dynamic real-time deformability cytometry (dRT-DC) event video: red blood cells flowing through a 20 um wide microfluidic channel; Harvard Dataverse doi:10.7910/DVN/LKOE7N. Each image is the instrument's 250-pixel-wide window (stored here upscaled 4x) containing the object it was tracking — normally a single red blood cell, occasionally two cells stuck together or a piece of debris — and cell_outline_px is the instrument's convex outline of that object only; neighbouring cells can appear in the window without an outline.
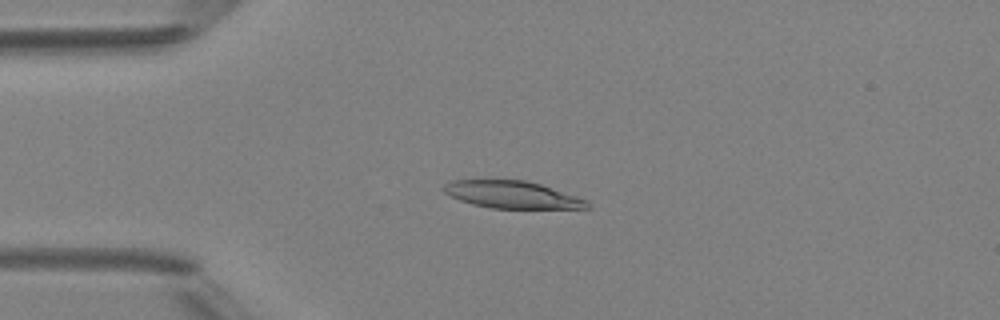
{"species": "Egyptian fruit bat (a non-hibernating species)", "species_latin": "Rousettus aegyptiacus", "temperature_condition": "room temperature", "stored_images_in_passage": 40, "camera_frame_rate_fps": 3000, "um_per_image_px": 0.085, "animal": {"sex": "female"}, "frame": {"image": 1, "passage_image": 9, "time_ms": 2.667, "image_size_px": [1000, 320], "cell_outline_px": [[592, 208], [492, 208], [472, 204], [460, 200], [444, 192], [440, 188], [444, 184], [452, 180], [524, 180], [540, 184], [588, 200]], "centroid_in_image_um": [43.52, 16.54], "position_along_channel_um": 41.5, "area_um2": 22.66}}
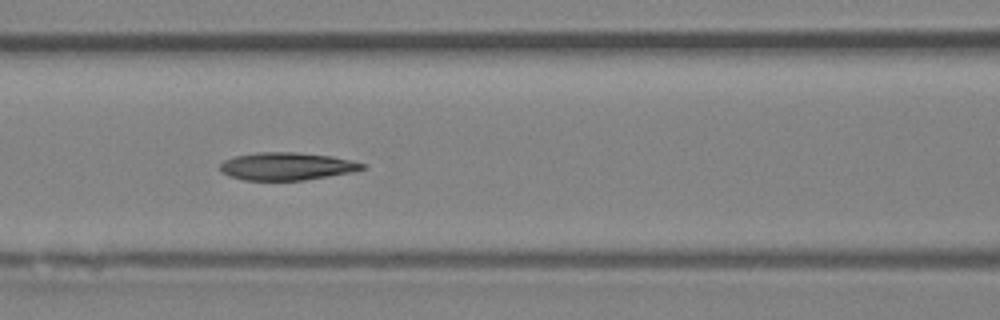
{"frame": {"image": 2, "passage_image": 18, "time_ms": 5.667, "image_size_px": [1000, 320], "cell_outline_px": [[368, 168], [356, 172], [304, 180], [244, 180], [220, 172], [220, 164], [224, 160], [236, 156], [256, 152], [296, 152], [332, 156], [352, 160], [368, 164]], "centroid_in_image_um": [24.46, 14.13], "position_along_channel_um": 142.1, "area_um2": 23.24}}
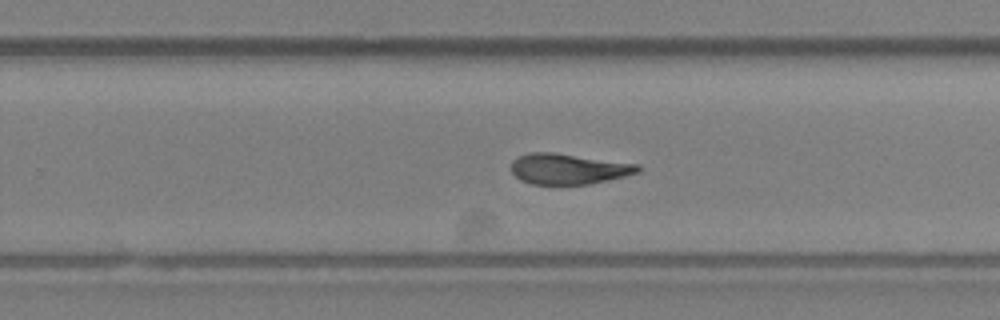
{"frame": {"image": 3, "passage_image": 28, "time_ms": 9.0, "image_size_px": [1000, 320], "cell_outline_px": [[640, 172], [608, 180], [588, 184], [532, 184], [520, 180], [512, 172], [512, 160], [516, 156], [528, 152], [552, 152], [640, 164]], "centroid_in_image_um": [48.3, 14.34], "position_along_channel_um": 281.5, "area_um2": 22.66}, "authors_computed_cell_mechanics": {"area_um2": 23.5824, "velocity_mm_per_s": 4.1962, "shape_relaxation_time_tau1_ms": null, "shape_relaxation_time_tau2_ms": 3.6117, "deformation_change_tau1": null, "deformation_change_tau2": 0.1211}}